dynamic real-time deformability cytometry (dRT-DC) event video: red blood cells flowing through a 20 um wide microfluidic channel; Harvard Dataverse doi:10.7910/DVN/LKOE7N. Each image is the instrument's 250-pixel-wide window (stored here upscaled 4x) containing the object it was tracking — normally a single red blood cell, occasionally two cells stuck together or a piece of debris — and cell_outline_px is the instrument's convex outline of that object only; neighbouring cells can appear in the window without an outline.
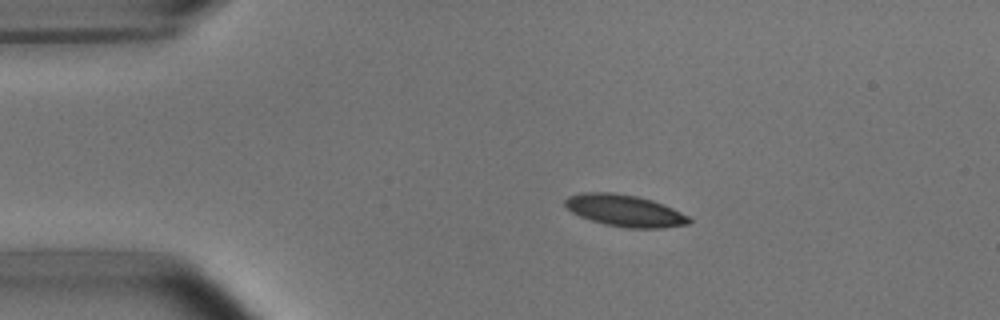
{"species": "common noctule bat (a hibernating species)", "species_latin": "Nyctalus noctula", "temperature_condition": "room temperature", "stored_images_in_passage": 4, "camera_frame_rate_fps": 3000, "um_per_image_px": 0.085, "animal": {"sex": "male", "body_mass_g": 15.6}, "frame": {"image": 1, "passage_image": 1, "time_ms": 0.0, "image_size_px": [1000, 320], "cell_outline_px": [[692, 224], [664, 228], [628, 228], [604, 224], [580, 216], [572, 212], [564, 204], [564, 200], [568, 196], [580, 192], [612, 192], [636, 196], [652, 200], [664, 204], [688, 216], [692, 220]], "centroid_in_image_um": [53.12, 17.9], "position_along_channel_um": 31.9, "area_um2": 23.06}}
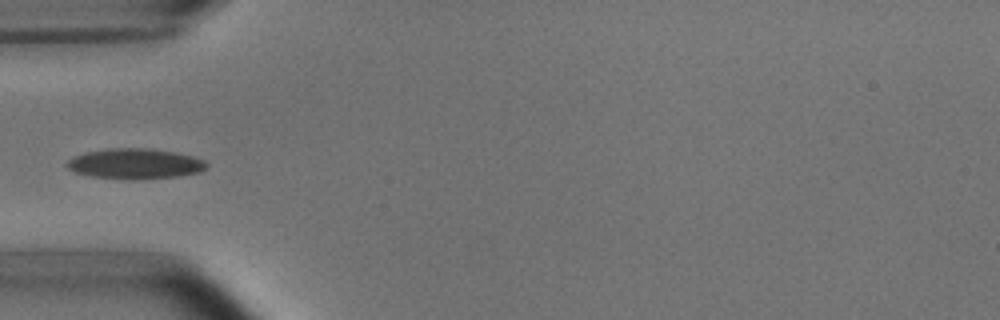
{"frame": {"image": 2, "passage_image": 3, "time_ms": 2.333, "image_size_px": [1000, 320], "cell_outline_px": [[208, 168], [200, 172], [180, 176], [136, 180], [120, 180], [92, 176], [76, 172], [68, 168], [64, 164], [72, 156], [84, 152], [108, 148], [152, 148], [176, 152], [192, 156], [204, 160], [208, 164]], "centroid_in_image_um": [11.48, 13.92], "position_along_channel_um": 73.5, "area_um2": 25.26}}